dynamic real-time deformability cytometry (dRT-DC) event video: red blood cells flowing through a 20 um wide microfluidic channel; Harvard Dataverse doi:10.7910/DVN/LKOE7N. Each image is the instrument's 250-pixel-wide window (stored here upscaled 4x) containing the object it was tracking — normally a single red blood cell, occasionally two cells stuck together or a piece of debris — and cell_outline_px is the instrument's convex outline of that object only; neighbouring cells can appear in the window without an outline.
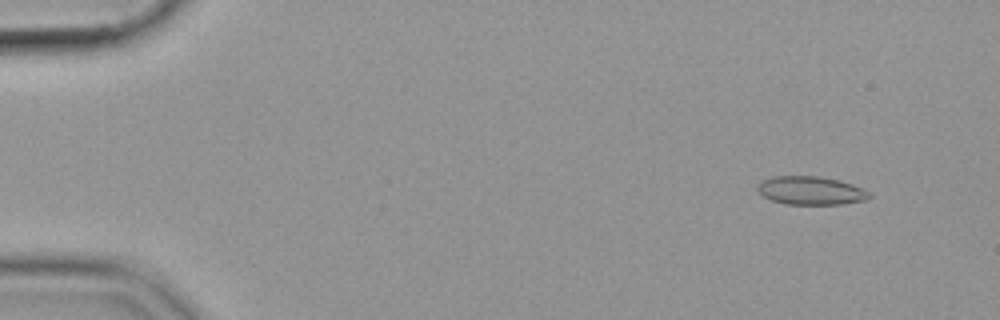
{"species": "common noctule bat (a hibernating species)", "species_latin": "Nyctalus noctula", "temperature_condition": "cold", "stored_images_in_passage": 55, "camera_frame_rate_fps": 3000, "um_per_image_px": 0.085, "animal": {"sex": "female", "body_mass_g": 19.9}, "frame": {"image": 1, "passage_image": 5, "time_ms": 1.333, "image_size_px": [1000, 320], "cell_outline_px": [[872, 196], [868, 200], [840, 204], [784, 204], [772, 200], [764, 196], [756, 188], [756, 184], [760, 180], [772, 176], [820, 176], [840, 180], [852, 184], [868, 192]], "centroid_in_image_um": [68.89, 16.19], "position_along_channel_um": 16.1, "area_um2": 18.61}}
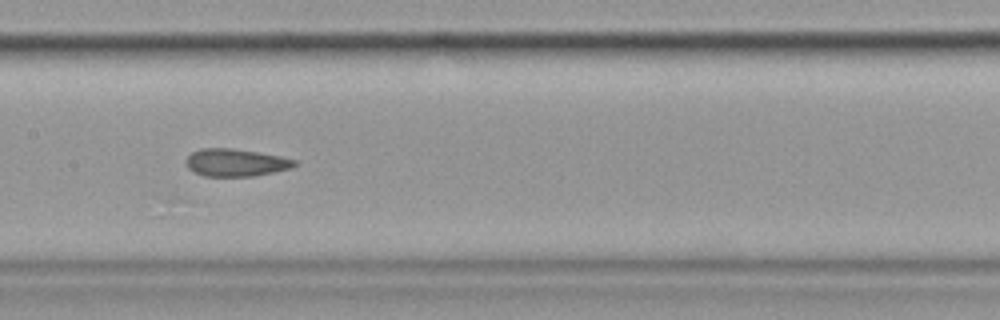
{"frame": {"image": 2, "passage_image": 28, "time_ms": 9.0, "image_size_px": [1000, 320], "cell_outline_px": [[300, 164], [292, 168], [252, 176], [204, 176], [188, 168], [184, 160], [192, 152], [200, 148], [232, 148], [280, 156], [296, 160]], "centroid_in_image_um": [20.04, 13.81], "position_along_channel_um": 187.4, "area_um2": 17.4}}
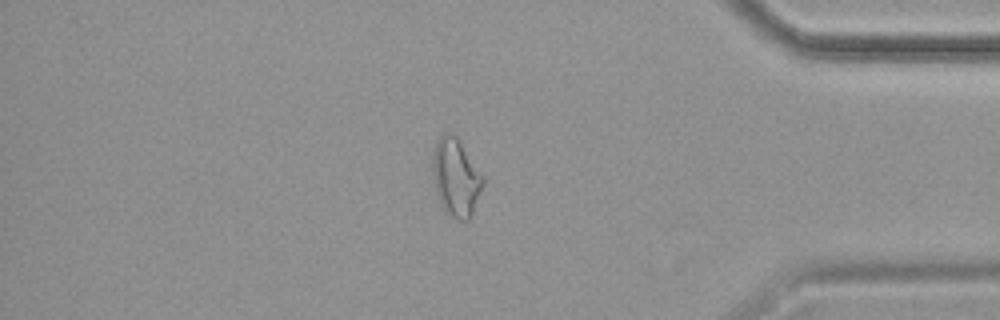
{"frame": {"image": 3, "passage_image": 47, "time_ms": 15.333, "image_size_px": [1000, 320], "cell_outline_px": [[484, 184], [472, 216], [468, 220], [456, 220], [444, 212], [440, 208], [432, 168], [432, 152], [440, 136], [444, 132], [448, 132], [456, 136], [460, 140], [484, 176]], "centroid_in_image_um": [38.76, 15.1], "position_along_channel_um": 396.4, "area_um2": 23.24}}